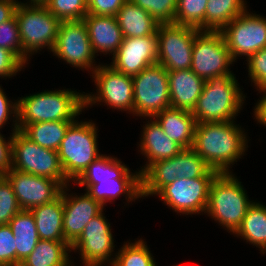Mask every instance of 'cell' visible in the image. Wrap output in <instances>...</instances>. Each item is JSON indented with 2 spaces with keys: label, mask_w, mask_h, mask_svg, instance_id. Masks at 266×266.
I'll use <instances>...</instances> for the list:
<instances>
[{
  "label": "cell",
  "mask_w": 266,
  "mask_h": 266,
  "mask_svg": "<svg viewBox=\"0 0 266 266\" xmlns=\"http://www.w3.org/2000/svg\"><path fill=\"white\" fill-rule=\"evenodd\" d=\"M247 142L234 120L202 122L196 123L192 149L218 173H230L229 166L244 155Z\"/></svg>",
  "instance_id": "cell-1"
},
{
  "label": "cell",
  "mask_w": 266,
  "mask_h": 266,
  "mask_svg": "<svg viewBox=\"0 0 266 266\" xmlns=\"http://www.w3.org/2000/svg\"><path fill=\"white\" fill-rule=\"evenodd\" d=\"M70 90L44 91L20 98L18 130L38 122L75 121L85 109L84 94Z\"/></svg>",
  "instance_id": "cell-2"
},
{
  "label": "cell",
  "mask_w": 266,
  "mask_h": 266,
  "mask_svg": "<svg viewBox=\"0 0 266 266\" xmlns=\"http://www.w3.org/2000/svg\"><path fill=\"white\" fill-rule=\"evenodd\" d=\"M238 86L234 74L207 79L192 110L196 123L233 121L245 100V95Z\"/></svg>",
  "instance_id": "cell-3"
},
{
  "label": "cell",
  "mask_w": 266,
  "mask_h": 266,
  "mask_svg": "<svg viewBox=\"0 0 266 266\" xmlns=\"http://www.w3.org/2000/svg\"><path fill=\"white\" fill-rule=\"evenodd\" d=\"M231 173H218L212 180L205 213L234 234L253 201L248 200L243 185Z\"/></svg>",
  "instance_id": "cell-4"
},
{
  "label": "cell",
  "mask_w": 266,
  "mask_h": 266,
  "mask_svg": "<svg viewBox=\"0 0 266 266\" xmlns=\"http://www.w3.org/2000/svg\"><path fill=\"white\" fill-rule=\"evenodd\" d=\"M27 3L19 2L15 12L25 64L30 54L37 53L41 48L47 47L52 51L61 23L42 3Z\"/></svg>",
  "instance_id": "cell-5"
},
{
  "label": "cell",
  "mask_w": 266,
  "mask_h": 266,
  "mask_svg": "<svg viewBox=\"0 0 266 266\" xmlns=\"http://www.w3.org/2000/svg\"><path fill=\"white\" fill-rule=\"evenodd\" d=\"M69 127L57 150L65 177L75 181L99 156L94 122H77Z\"/></svg>",
  "instance_id": "cell-6"
},
{
  "label": "cell",
  "mask_w": 266,
  "mask_h": 266,
  "mask_svg": "<svg viewBox=\"0 0 266 266\" xmlns=\"http://www.w3.org/2000/svg\"><path fill=\"white\" fill-rule=\"evenodd\" d=\"M12 134L11 168L36 176L57 180L63 187L69 184L57 151L43 148L20 130Z\"/></svg>",
  "instance_id": "cell-7"
},
{
  "label": "cell",
  "mask_w": 266,
  "mask_h": 266,
  "mask_svg": "<svg viewBox=\"0 0 266 266\" xmlns=\"http://www.w3.org/2000/svg\"><path fill=\"white\" fill-rule=\"evenodd\" d=\"M132 79L136 116L153 118L171 107L168 71L162 65L156 63L148 66Z\"/></svg>",
  "instance_id": "cell-8"
},
{
  "label": "cell",
  "mask_w": 266,
  "mask_h": 266,
  "mask_svg": "<svg viewBox=\"0 0 266 266\" xmlns=\"http://www.w3.org/2000/svg\"><path fill=\"white\" fill-rule=\"evenodd\" d=\"M200 30L176 23H159L157 63L167 71L191 69L195 35Z\"/></svg>",
  "instance_id": "cell-9"
},
{
  "label": "cell",
  "mask_w": 266,
  "mask_h": 266,
  "mask_svg": "<svg viewBox=\"0 0 266 266\" xmlns=\"http://www.w3.org/2000/svg\"><path fill=\"white\" fill-rule=\"evenodd\" d=\"M234 62L220 31L200 30L194 39L191 70L207 80L222 74H233Z\"/></svg>",
  "instance_id": "cell-10"
},
{
  "label": "cell",
  "mask_w": 266,
  "mask_h": 266,
  "mask_svg": "<svg viewBox=\"0 0 266 266\" xmlns=\"http://www.w3.org/2000/svg\"><path fill=\"white\" fill-rule=\"evenodd\" d=\"M231 58L247 56L266 47V18L247 10L220 30ZM241 55V56H240Z\"/></svg>",
  "instance_id": "cell-11"
},
{
  "label": "cell",
  "mask_w": 266,
  "mask_h": 266,
  "mask_svg": "<svg viewBox=\"0 0 266 266\" xmlns=\"http://www.w3.org/2000/svg\"><path fill=\"white\" fill-rule=\"evenodd\" d=\"M97 86V94H86L85 108L96 102H104L110 108L134 114V93L132 76L125 75L107 64L98 65L92 73Z\"/></svg>",
  "instance_id": "cell-12"
},
{
  "label": "cell",
  "mask_w": 266,
  "mask_h": 266,
  "mask_svg": "<svg viewBox=\"0 0 266 266\" xmlns=\"http://www.w3.org/2000/svg\"><path fill=\"white\" fill-rule=\"evenodd\" d=\"M52 52L54 56L75 68H85V70L89 68L92 69V73L97 68L96 64L94 65L96 55L83 20L61 21Z\"/></svg>",
  "instance_id": "cell-13"
},
{
  "label": "cell",
  "mask_w": 266,
  "mask_h": 266,
  "mask_svg": "<svg viewBox=\"0 0 266 266\" xmlns=\"http://www.w3.org/2000/svg\"><path fill=\"white\" fill-rule=\"evenodd\" d=\"M215 176H202L192 179H176L165 186L157 195L177 213L183 215L200 214L206 211L209 188Z\"/></svg>",
  "instance_id": "cell-14"
},
{
  "label": "cell",
  "mask_w": 266,
  "mask_h": 266,
  "mask_svg": "<svg viewBox=\"0 0 266 266\" xmlns=\"http://www.w3.org/2000/svg\"><path fill=\"white\" fill-rule=\"evenodd\" d=\"M102 212L103 210L90 220L79 238L71 245V250L79 249L85 266H102L108 261L112 265L115 260V257L111 258L115 247L114 238L110 224Z\"/></svg>",
  "instance_id": "cell-15"
},
{
  "label": "cell",
  "mask_w": 266,
  "mask_h": 266,
  "mask_svg": "<svg viewBox=\"0 0 266 266\" xmlns=\"http://www.w3.org/2000/svg\"><path fill=\"white\" fill-rule=\"evenodd\" d=\"M4 177L9 181L22 210L55 200L63 186L54 179L23 173L11 168Z\"/></svg>",
  "instance_id": "cell-16"
},
{
  "label": "cell",
  "mask_w": 266,
  "mask_h": 266,
  "mask_svg": "<svg viewBox=\"0 0 266 266\" xmlns=\"http://www.w3.org/2000/svg\"><path fill=\"white\" fill-rule=\"evenodd\" d=\"M157 56V35L123 38L110 66L125 75L134 76L156 64Z\"/></svg>",
  "instance_id": "cell-17"
},
{
  "label": "cell",
  "mask_w": 266,
  "mask_h": 266,
  "mask_svg": "<svg viewBox=\"0 0 266 266\" xmlns=\"http://www.w3.org/2000/svg\"><path fill=\"white\" fill-rule=\"evenodd\" d=\"M68 186L69 184L62 188L61 195L63 196L64 211L63 235L65 241L71 246L82 234L90 220L97 216L104 207L88 193L79 197L67 194Z\"/></svg>",
  "instance_id": "cell-18"
},
{
  "label": "cell",
  "mask_w": 266,
  "mask_h": 266,
  "mask_svg": "<svg viewBox=\"0 0 266 266\" xmlns=\"http://www.w3.org/2000/svg\"><path fill=\"white\" fill-rule=\"evenodd\" d=\"M94 53L114 55L123 41L122 31L115 16L87 13L83 18Z\"/></svg>",
  "instance_id": "cell-19"
},
{
  "label": "cell",
  "mask_w": 266,
  "mask_h": 266,
  "mask_svg": "<svg viewBox=\"0 0 266 266\" xmlns=\"http://www.w3.org/2000/svg\"><path fill=\"white\" fill-rule=\"evenodd\" d=\"M168 82L171 107L192 112L206 80L187 69L168 71Z\"/></svg>",
  "instance_id": "cell-20"
},
{
  "label": "cell",
  "mask_w": 266,
  "mask_h": 266,
  "mask_svg": "<svg viewBox=\"0 0 266 266\" xmlns=\"http://www.w3.org/2000/svg\"><path fill=\"white\" fill-rule=\"evenodd\" d=\"M140 142V152L147 157V164L139 170L142 174L152 163L169 159L177 155L183 148L166 136L158 122L153 118L145 124Z\"/></svg>",
  "instance_id": "cell-21"
},
{
  "label": "cell",
  "mask_w": 266,
  "mask_h": 266,
  "mask_svg": "<svg viewBox=\"0 0 266 266\" xmlns=\"http://www.w3.org/2000/svg\"><path fill=\"white\" fill-rule=\"evenodd\" d=\"M168 138L183 149L192 148L196 121L191 111L165 108L153 117Z\"/></svg>",
  "instance_id": "cell-22"
},
{
  "label": "cell",
  "mask_w": 266,
  "mask_h": 266,
  "mask_svg": "<svg viewBox=\"0 0 266 266\" xmlns=\"http://www.w3.org/2000/svg\"><path fill=\"white\" fill-rule=\"evenodd\" d=\"M124 38L157 35V22L147 11L127 0L116 14Z\"/></svg>",
  "instance_id": "cell-23"
},
{
  "label": "cell",
  "mask_w": 266,
  "mask_h": 266,
  "mask_svg": "<svg viewBox=\"0 0 266 266\" xmlns=\"http://www.w3.org/2000/svg\"><path fill=\"white\" fill-rule=\"evenodd\" d=\"M33 214L39 238L65 241L63 235V196L30 210Z\"/></svg>",
  "instance_id": "cell-24"
},
{
  "label": "cell",
  "mask_w": 266,
  "mask_h": 266,
  "mask_svg": "<svg viewBox=\"0 0 266 266\" xmlns=\"http://www.w3.org/2000/svg\"><path fill=\"white\" fill-rule=\"evenodd\" d=\"M105 179H141L140 172L132 173L129 168L117 158L101 154L74 181L78 185L97 184Z\"/></svg>",
  "instance_id": "cell-25"
},
{
  "label": "cell",
  "mask_w": 266,
  "mask_h": 266,
  "mask_svg": "<svg viewBox=\"0 0 266 266\" xmlns=\"http://www.w3.org/2000/svg\"><path fill=\"white\" fill-rule=\"evenodd\" d=\"M79 186H86V193L103 207L122 194H126L129 202L142 197L141 179H105L98 180L97 184Z\"/></svg>",
  "instance_id": "cell-26"
},
{
  "label": "cell",
  "mask_w": 266,
  "mask_h": 266,
  "mask_svg": "<svg viewBox=\"0 0 266 266\" xmlns=\"http://www.w3.org/2000/svg\"><path fill=\"white\" fill-rule=\"evenodd\" d=\"M16 243V266L31 254L40 240L33 214L30 210H21L8 224Z\"/></svg>",
  "instance_id": "cell-27"
},
{
  "label": "cell",
  "mask_w": 266,
  "mask_h": 266,
  "mask_svg": "<svg viewBox=\"0 0 266 266\" xmlns=\"http://www.w3.org/2000/svg\"><path fill=\"white\" fill-rule=\"evenodd\" d=\"M70 249L71 246L66 241L40 239L19 266H72L68 255Z\"/></svg>",
  "instance_id": "cell-28"
},
{
  "label": "cell",
  "mask_w": 266,
  "mask_h": 266,
  "mask_svg": "<svg viewBox=\"0 0 266 266\" xmlns=\"http://www.w3.org/2000/svg\"><path fill=\"white\" fill-rule=\"evenodd\" d=\"M234 234L259 247L261 253H266V206L253 202Z\"/></svg>",
  "instance_id": "cell-29"
},
{
  "label": "cell",
  "mask_w": 266,
  "mask_h": 266,
  "mask_svg": "<svg viewBox=\"0 0 266 266\" xmlns=\"http://www.w3.org/2000/svg\"><path fill=\"white\" fill-rule=\"evenodd\" d=\"M74 121L38 122L26 125L21 132L43 148L57 151Z\"/></svg>",
  "instance_id": "cell-30"
},
{
  "label": "cell",
  "mask_w": 266,
  "mask_h": 266,
  "mask_svg": "<svg viewBox=\"0 0 266 266\" xmlns=\"http://www.w3.org/2000/svg\"><path fill=\"white\" fill-rule=\"evenodd\" d=\"M246 7L244 0H208L204 30L220 31L231 20L244 13Z\"/></svg>",
  "instance_id": "cell-31"
},
{
  "label": "cell",
  "mask_w": 266,
  "mask_h": 266,
  "mask_svg": "<svg viewBox=\"0 0 266 266\" xmlns=\"http://www.w3.org/2000/svg\"><path fill=\"white\" fill-rule=\"evenodd\" d=\"M176 179L172 158L156 161L141 174V196L157 195Z\"/></svg>",
  "instance_id": "cell-32"
},
{
  "label": "cell",
  "mask_w": 266,
  "mask_h": 266,
  "mask_svg": "<svg viewBox=\"0 0 266 266\" xmlns=\"http://www.w3.org/2000/svg\"><path fill=\"white\" fill-rule=\"evenodd\" d=\"M174 176L192 179L202 176H216L212 169L192 148H186L172 157Z\"/></svg>",
  "instance_id": "cell-33"
},
{
  "label": "cell",
  "mask_w": 266,
  "mask_h": 266,
  "mask_svg": "<svg viewBox=\"0 0 266 266\" xmlns=\"http://www.w3.org/2000/svg\"><path fill=\"white\" fill-rule=\"evenodd\" d=\"M111 266H157L154 258L146 245L139 239L135 243H125L115 255Z\"/></svg>",
  "instance_id": "cell-34"
},
{
  "label": "cell",
  "mask_w": 266,
  "mask_h": 266,
  "mask_svg": "<svg viewBox=\"0 0 266 266\" xmlns=\"http://www.w3.org/2000/svg\"><path fill=\"white\" fill-rule=\"evenodd\" d=\"M208 0H177L174 23L204 30Z\"/></svg>",
  "instance_id": "cell-35"
},
{
  "label": "cell",
  "mask_w": 266,
  "mask_h": 266,
  "mask_svg": "<svg viewBox=\"0 0 266 266\" xmlns=\"http://www.w3.org/2000/svg\"><path fill=\"white\" fill-rule=\"evenodd\" d=\"M42 4L61 21L83 20L88 13L85 0H43Z\"/></svg>",
  "instance_id": "cell-36"
},
{
  "label": "cell",
  "mask_w": 266,
  "mask_h": 266,
  "mask_svg": "<svg viewBox=\"0 0 266 266\" xmlns=\"http://www.w3.org/2000/svg\"><path fill=\"white\" fill-rule=\"evenodd\" d=\"M159 23H174L177 0H130Z\"/></svg>",
  "instance_id": "cell-37"
},
{
  "label": "cell",
  "mask_w": 266,
  "mask_h": 266,
  "mask_svg": "<svg viewBox=\"0 0 266 266\" xmlns=\"http://www.w3.org/2000/svg\"><path fill=\"white\" fill-rule=\"evenodd\" d=\"M21 210L11 184L4 176H0V225L9 224Z\"/></svg>",
  "instance_id": "cell-38"
},
{
  "label": "cell",
  "mask_w": 266,
  "mask_h": 266,
  "mask_svg": "<svg viewBox=\"0 0 266 266\" xmlns=\"http://www.w3.org/2000/svg\"><path fill=\"white\" fill-rule=\"evenodd\" d=\"M0 47L10 50L22 60V44L16 16L0 24Z\"/></svg>",
  "instance_id": "cell-39"
},
{
  "label": "cell",
  "mask_w": 266,
  "mask_h": 266,
  "mask_svg": "<svg viewBox=\"0 0 266 266\" xmlns=\"http://www.w3.org/2000/svg\"><path fill=\"white\" fill-rule=\"evenodd\" d=\"M251 81L257 90L266 89V47L255 52L247 60Z\"/></svg>",
  "instance_id": "cell-40"
},
{
  "label": "cell",
  "mask_w": 266,
  "mask_h": 266,
  "mask_svg": "<svg viewBox=\"0 0 266 266\" xmlns=\"http://www.w3.org/2000/svg\"><path fill=\"white\" fill-rule=\"evenodd\" d=\"M0 266H16V243L11 227L0 225Z\"/></svg>",
  "instance_id": "cell-41"
},
{
  "label": "cell",
  "mask_w": 266,
  "mask_h": 266,
  "mask_svg": "<svg viewBox=\"0 0 266 266\" xmlns=\"http://www.w3.org/2000/svg\"><path fill=\"white\" fill-rule=\"evenodd\" d=\"M25 63L10 50L0 47V77H12L21 71Z\"/></svg>",
  "instance_id": "cell-42"
},
{
  "label": "cell",
  "mask_w": 266,
  "mask_h": 266,
  "mask_svg": "<svg viewBox=\"0 0 266 266\" xmlns=\"http://www.w3.org/2000/svg\"><path fill=\"white\" fill-rule=\"evenodd\" d=\"M127 0H93L88 4V13L116 16Z\"/></svg>",
  "instance_id": "cell-43"
},
{
  "label": "cell",
  "mask_w": 266,
  "mask_h": 266,
  "mask_svg": "<svg viewBox=\"0 0 266 266\" xmlns=\"http://www.w3.org/2000/svg\"><path fill=\"white\" fill-rule=\"evenodd\" d=\"M14 114L16 120L13 122L14 128L12 129L13 133L18 130V124H17V114H18V103L15 101H9L5 92L3 89L0 87V129L3 127V125L10 119V115Z\"/></svg>",
  "instance_id": "cell-44"
},
{
  "label": "cell",
  "mask_w": 266,
  "mask_h": 266,
  "mask_svg": "<svg viewBox=\"0 0 266 266\" xmlns=\"http://www.w3.org/2000/svg\"><path fill=\"white\" fill-rule=\"evenodd\" d=\"M12 135L9 140L0 132V176H4L11 169Z\"/></svg>",
  "instance_id": "cell-45"
},
{
  "label": "cell",
  "mask_w": 266,
  "mask_h": 266,
  "mask_svg": "<svg viewBox=\"0 0 266 266\" xmlns=\"http://www.w3.org/2000/svg\"><path fill=\"white\" fill-rule=\"evenodd\" d=\"M18 0H0V24L15 16Z\"/></svg>",
  "instance_id": "cell-46"
},
{
  "label": "cell",
  "mask_w": 266,
  "mask_h": 266,
  "mask_svg": "<svg viewBox=\"0 0 266 266\" xmlns=\"http://www.w3.org/2000/svg\"><path fill=\"white\" fill-rule=\"evenodd\" d=\"M262 91L265 94L263 95V98H261V100H259V102L255 106L254 115L257 121L261 123V125L266 126V89L259 90V92Z\"/></svg>",
  "instance_id": "cell-47"
},
{
  "label": "cell",
  "mask_w": 266,
  "mask_h": 266,
  "mask_svg": "<svg viewBox=\"0 0 266 266\" xmlns=\"http://www.w3.org/2000/svg\"><path fill=\"white\" fill-rule=\"evenodd\" d=\"M30 2H40L42 3L43 0H29Z\"/></svg>",
  "instance_id": "cell-48"
},
{
  "label": "cell",
  "mask_w": 266,
  "mask_h": 266,
  "mask_svg": "<svg viewBox=\"0 0 266 266\" xmlns=\"http://www.w3.org/2000/svg\"><path fill=\"white\" fill-rule=\"evenodd\" d=\"M86 1V3L87 4H89L91 1H93V0H85Z\"/></svg>",
  "instance_id": "cell-49"
}]
</instances>
